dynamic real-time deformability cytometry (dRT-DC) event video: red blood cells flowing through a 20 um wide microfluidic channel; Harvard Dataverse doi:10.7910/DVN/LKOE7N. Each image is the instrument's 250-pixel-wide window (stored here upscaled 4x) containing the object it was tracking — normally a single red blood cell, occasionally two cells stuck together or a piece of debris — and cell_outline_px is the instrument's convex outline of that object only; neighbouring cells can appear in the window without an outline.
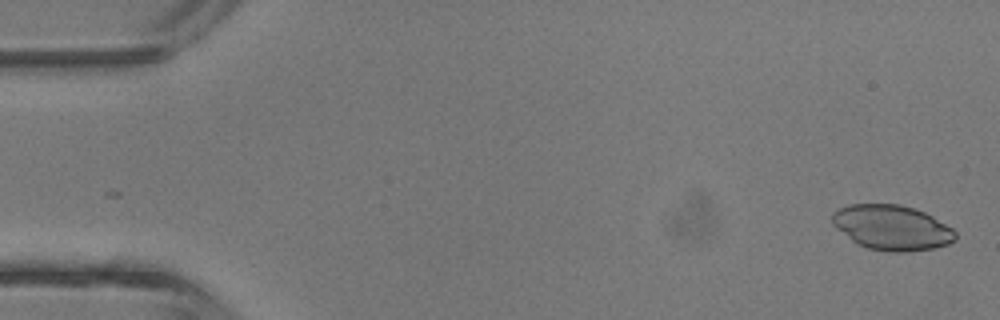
{"species": "common noctule bat (a hibernating species)", "species_latin": "Nyctalus noctula", "temperature_condition": "room temperature", "stored_images_in_passage": 6, "camera_frame_rate_fps": 3000, "um_per_image_px": 0.085, "animal": {"sex": "male", "body_mass_g": 13.3}, "frame": {"image": 1, "passage_image": 1, "time_ms": 0.0, "image_size_px": [1000, 320], "cell_outline_px": [[956, 240], [948, 244], [932, 248], [908, 252], [888, 252], [868, 248], [852, 240], [836, 228], [832, 224], [832, 212], [848, 204], [900, 204], [924, 212], [932, 216], [952, 228], [956, 232]], "centroid_in_image_um": [75.81, 19.34], "position_along_channel_um": 9.2, "area_um2": 32.25}}
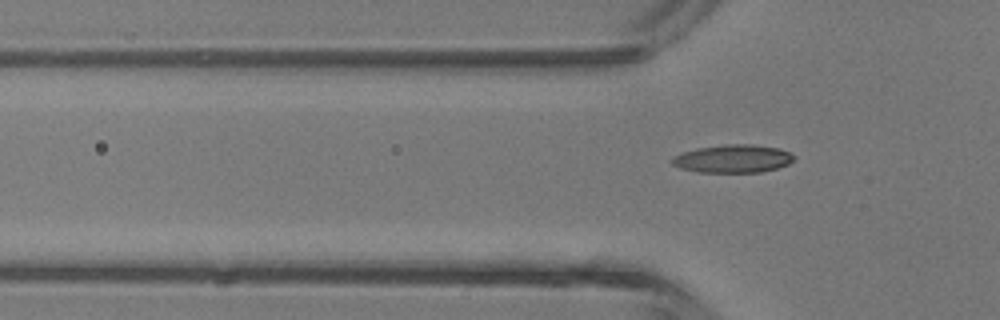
{"frame": {"image": 2, "passage_image": 6, "time_ms": 6.667, "image_size_px": [1000, 320], "cell_outline_px": [[796, 156], [788, 164], [776, 168], [760, 172], [700, 172], [680, 168], [672, 164], [668, 160], [672, 156], [696, 148], [724, 144], [752, 144], [780, 148]], "centroid_in_image_um": [62.26, 13.48], "position_along_channel_um": 63.5, "area_um2": 20.0}}